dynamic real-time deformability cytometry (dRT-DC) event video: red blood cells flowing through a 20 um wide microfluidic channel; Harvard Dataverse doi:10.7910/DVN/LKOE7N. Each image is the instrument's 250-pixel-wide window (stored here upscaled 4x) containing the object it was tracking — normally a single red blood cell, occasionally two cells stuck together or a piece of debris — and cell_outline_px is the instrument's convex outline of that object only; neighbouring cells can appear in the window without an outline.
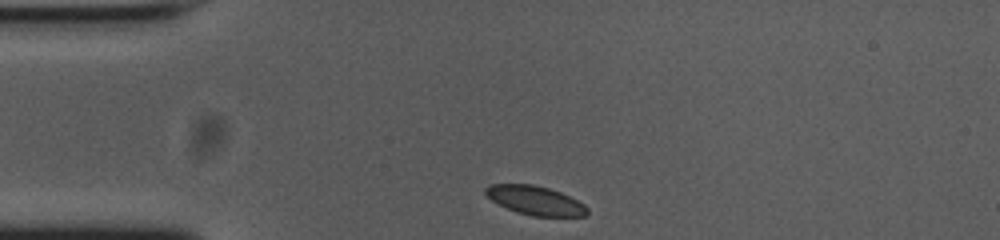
{"species": "common noctule bat (a hibernating species)", "species_latin": "Nyctalus noctula", "temperature_condition": "cold", "stored_images_in_passage": 33, "camera_frame_rate_fps": 3000, "um_per_image_px": 0.085, "animal": {"sex": "female", "body_mass_g": 23.0, "forearm_length_mm": 53.4}, "frame": {"image": 1, "passage_image": 1, "time_ms": 0.0, "image_size_px": [1000, 240], "cell_outline_px": [[588, 212], [584, 216], [532, 216], [516, 212], [492, 200], [484, 192], [484, 188], [488, 184], [532, 184], [548, 188], [560, 192], [584, 204], [588, 208]], "centroid_in_image_um": [45.48, 17.03], "position_along_channel_um": 39.5, "area_um2": 16.99}}
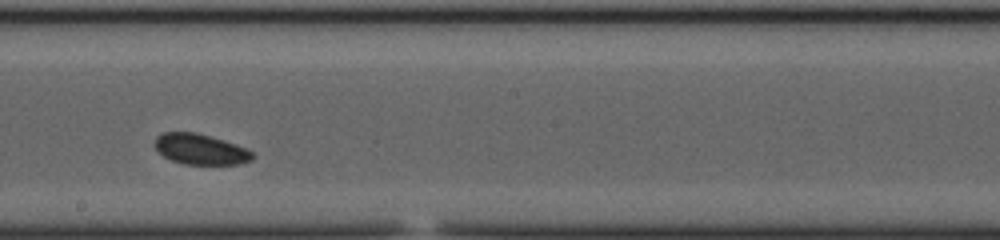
{"frame": {"image": 2, "passage_image": 19, "time_ms": 6.0, "image_size_px": [1000, 240], "cell_outline_px": [[256, 156], [252, 160], [240, 164], [184, 164], [172, 160], [164, 156], [152, 144], [156, 136], [164, 132], [196, 132], [236, 144], [248, 148]], "centroid_in_image_um": [17.05, 12.68], "position_along_channel_um": 231.1, "area_um2": 17.51}}
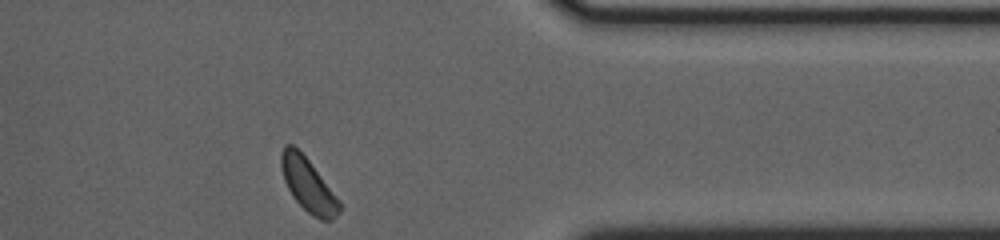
{"frame": {"image": 3, "passage_image": 33, "time_ms": 10.667, "image_size_px": [1000, 240], "cell_outline_px": [[340, 212], [332, 220], [320, 220], [312, 216], [292, 196], [284, 180], [280, 164], [280, 156], [284, 144], [292, 144], [308, 160], [340, 200]], "centroid_in_image_um": [26.18, 15.73], "position_along_channel_um": 385.2, "area_um2": 17.92}, "authors_computed_cell_mechanics": {"area_um2": 17.7446, "velocity_mm_per_s": 3.6697, "shape_relaxation_time_tau1_ms": null, "shape_relaxation_time_tau2_ms": 3.073, "deformation_change_tau1": null, "deformation_change_tau2": 0.0625}}